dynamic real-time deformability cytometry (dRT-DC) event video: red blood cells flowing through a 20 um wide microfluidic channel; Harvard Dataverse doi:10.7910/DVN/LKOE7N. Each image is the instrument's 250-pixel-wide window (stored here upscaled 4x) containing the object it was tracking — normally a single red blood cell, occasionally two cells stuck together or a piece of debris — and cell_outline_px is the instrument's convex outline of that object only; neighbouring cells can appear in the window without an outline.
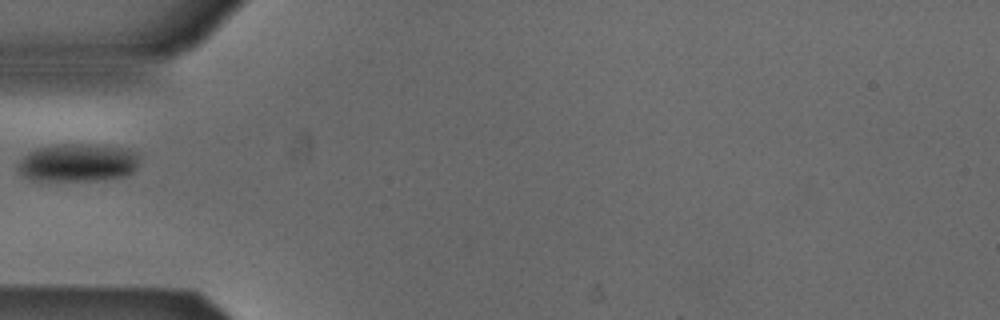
{"species": "Egyptian fruit bat (a non-hibernating species)", "species_latin": "Rousettus aegyptiacus", "temperature_condition": "cold", "stored_images_in_passage": 36, "camera_frame_rate_fps": 3000, "um_per_image_px": 0.085, "animal": {"sex": "male"}, "frame": {"image": 1, "passage_image": 1, "time_ms": 0.0, "image_size_px": [1000, 320], "cell_outline_px": [[136, 168], [132, 172], [124, 176], [96, 180], [32, 180], [24, 176], [20, 172], [20, 164], [24, 156], [28, 152], [36, 148], [56, 144], [104, 144], [128, 148], [136, 152]], "centroid_in_image_um": [6.63, 13.8], "position_along_channel_um": 78.4, "area_um2": 26.76}}
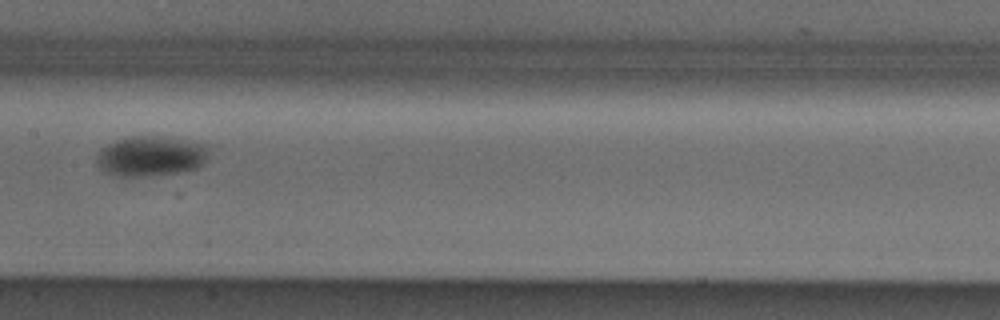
{"frame": {"image": 2, "passage_image": 10, "time_ms": 3.0, "image_size_px": [1000, 320], "cell_outline_px": [[204, 164], [196, 168], [180, 172], [148, 176], [120, 176], [104, 172], [100, 168], [96, 160], [96, 156], [100, 148], [116, 140], [132, 136], [160, 136], [204, 144]], "centroid_in_image_um": [12.72, 13.28], "position_along_channel_um": 194.7, "area_um2": 25.84}}
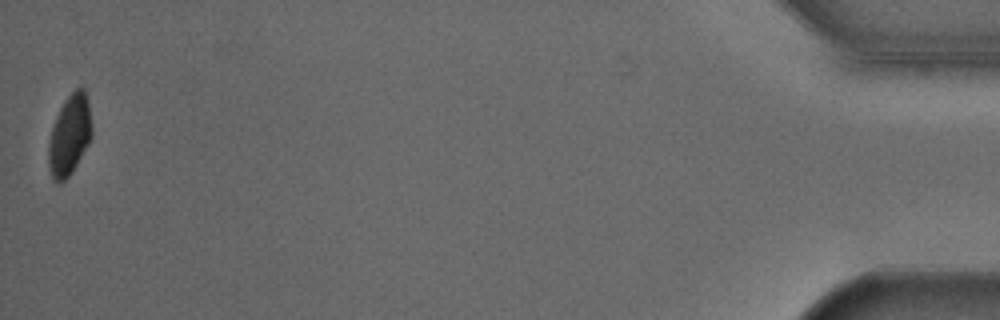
{"frame": {"image": 3, "passage_image": 36, "time_ms": 11.667, "image_size_px": [1000, 320], "cell_outline_px": [[92, 136], [88, 144], [72, 172], [60, 184], [52, 180], [48, 164], [48, 144], [52, 128], [56, 116], [64, 100], [76, 88], [84, 88], [88, 100], [92, 128]], "centroid_in_image_um": [5.9, 11.5], "position_along_channel_um": 429.3, "area_um2": 20.29}}